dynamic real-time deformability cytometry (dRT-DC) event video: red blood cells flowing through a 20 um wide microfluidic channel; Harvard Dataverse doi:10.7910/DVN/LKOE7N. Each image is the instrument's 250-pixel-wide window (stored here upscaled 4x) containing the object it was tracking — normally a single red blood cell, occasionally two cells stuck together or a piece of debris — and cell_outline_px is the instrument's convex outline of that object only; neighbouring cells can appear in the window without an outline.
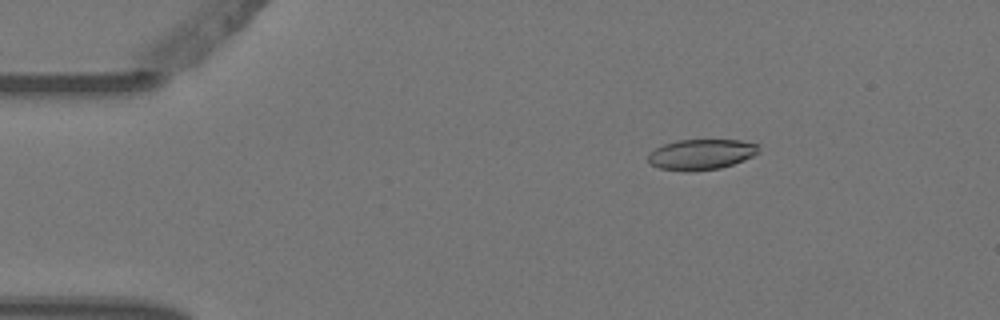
{"species": "Egyptian fruit bat (a non-hibernating species)", "species_latin": "Rousettus aegyptiacus", "temperature_condition": "warm", "stored_images_in_passage": 4, "camera_frame_rate_fps": 3000, "um_per_image_px": 0.085, "animal": {"sex": "female"}, "frame": {"image": 1, "passage_image": 2, "time_ms": 0.333, "image_size_px": [1000, 320], "cell_outline_px": [[760, 144], [756, 152], [752, 156], [744, 160], [720, 168], [692, 172], [660, 168], [648, 164], [648, 156], [656, 148], [664, 144], [676, 140], [740, 140]], "centroid_in_image_um": [59.59, 13.12], "position_along_channel_um": 25.4, "area_um2": 19.59}}